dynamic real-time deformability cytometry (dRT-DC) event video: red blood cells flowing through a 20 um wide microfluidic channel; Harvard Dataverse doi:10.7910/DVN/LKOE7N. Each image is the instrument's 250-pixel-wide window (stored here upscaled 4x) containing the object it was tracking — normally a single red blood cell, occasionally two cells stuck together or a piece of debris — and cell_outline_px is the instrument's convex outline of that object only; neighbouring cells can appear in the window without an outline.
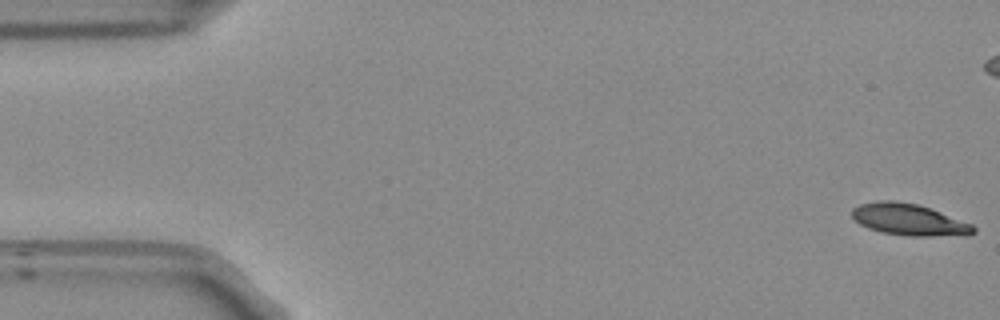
{"species": "Egyptian fruit bat (a non-hibernating species)", "species_latin": "Rousettus aegyptiacus", "temperature_condition": "room temperature", "stored_images_in_passage": 55, "camera_frame_rate_fps": 3000, "um_per_image_px": 0.085, "frame": {"image": 1, "passage_image": 1, "time_ms": 0.0, "image_size_px": [1000, 320], "cell_outline_px": [[976, 232], [968, 236], [908, 236], [880, 232], [868, 228], [852, 220], [852, 208], [860, 204], [876, 200], [896, 200], [916, 204], [932, 208], [972, 224], [976, 228]], "centroid_in_image_um": [77.28, 18.67], "position_along_channel_um": 7.7, "area_um2": 22.89}}
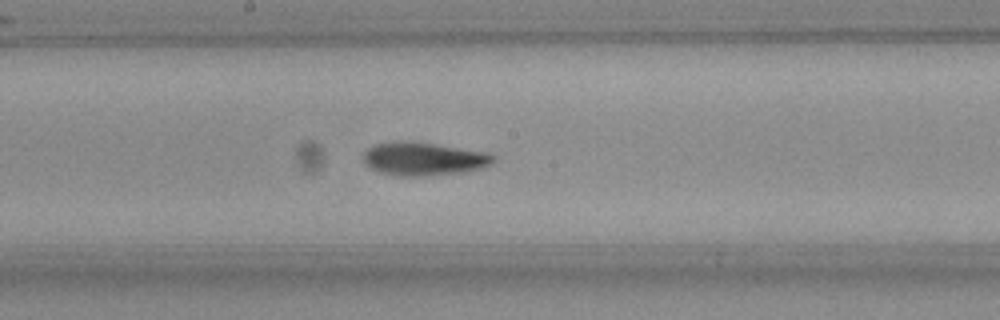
{"frame": {"image": 2, "passage_image": 28, "time_ms": 9.0, "image_size_px": [1000, 320], "cell_outline_px": [[496, 160], [480, 168], [468, 172], [424, 176], [400, 176], [380, 172], [372, 168], [364, 160], [364, 152], [368, 148], [376, 144], [396, 140], [412, 140], [484, 152], [492, 156]], "centroid_in_image_um": [35.99, 13.49], "position_along_channel_um": 212.2, "area_um2": 25.09}}
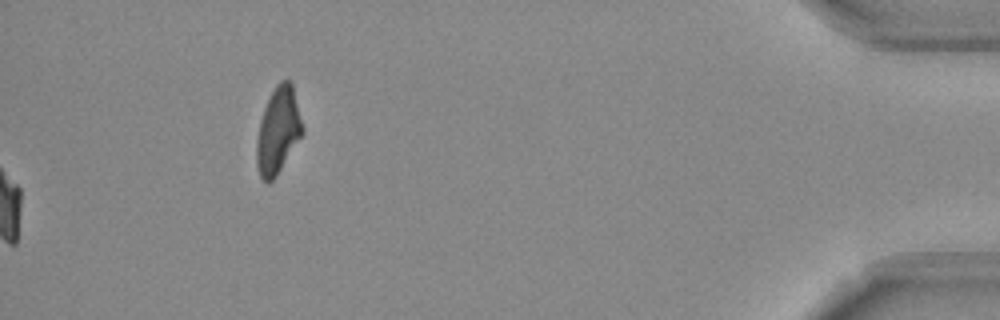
{"frame": {"image": 3, "passage_image": 55, "time_ms": 18.0, "image_size_px": [1000, 320], "cell_outline_px": [[304, 132], [276, 176], [268, 184], [260, 176], [256, 164], [256, 140], [260, 120], [264, 108], [276, 84], [280, 80], [288, 80], [292, 84], [304, 128]], "centroid_in_image_um": [23.63, 11.11], "position_along_channel_um": 411.6, "area_um2": 22.95}, "authors_computed_cell_mechanics": {"area_um2": 23.2934, "velocity_mm_per_s": 3.7392, "shape_relaxation_time_tau1_ms": 7.378, "shape_relaxation_time_tau2_ms": 3.8265, "deformation_change_tau1": 0.2132, "deformation_change_tau2": 0.0952}}